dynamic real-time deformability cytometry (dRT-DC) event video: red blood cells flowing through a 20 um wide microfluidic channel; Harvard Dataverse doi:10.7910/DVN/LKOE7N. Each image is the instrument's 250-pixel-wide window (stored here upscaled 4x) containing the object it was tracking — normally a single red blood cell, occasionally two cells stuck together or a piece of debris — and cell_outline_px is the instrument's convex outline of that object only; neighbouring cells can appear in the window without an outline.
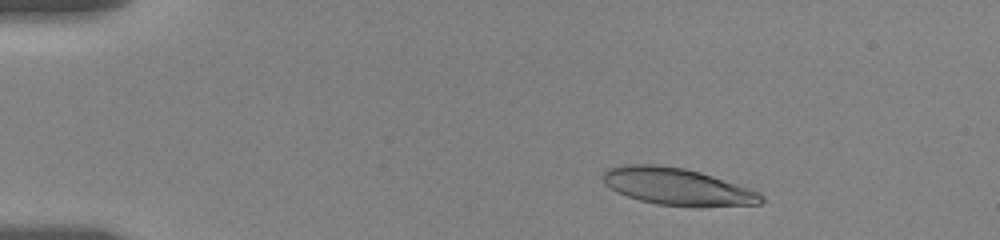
{"species": "human", "species_latin": "Homo sapiens", "temperature_condition": "room temperature", "stored_images_in_passage": 22, "camera_frame_rate_fps": 3000, "um_per_image_px": 0.085, "donor": {"sex": "female"}, "frame": {"image": 1, "passage_image": 4, "time_ms": 1.333, "image_size_px": [1000, 240], "cell_outline_px": [[764, 200], [760, 204], [696, 208], [656, 204], [640, 200], [616, 192], [604, 180], [604, 172], [608, 168], [624, 164], [652, 164], [684, 168], [700, 172], [760, 192], [764, 196]], "centroid_in_image_um": [57.62, 15.89], "position_along_channel_um": 27.4, "area_um2": 34.28}}
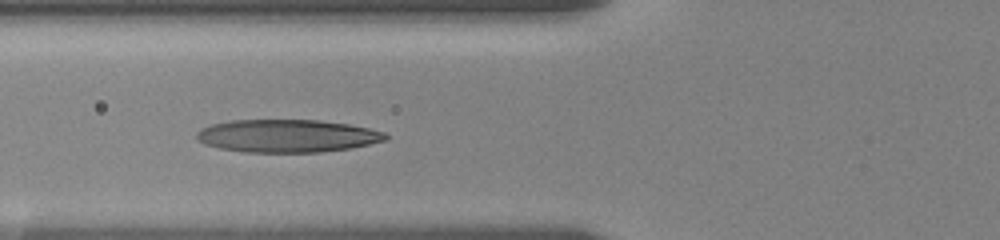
{"frame": {"image": 2, "passage_image": 14, "time_ms": 5.667, "image_size_px": [1000, 240], "cell_outline_px": [[388, 140], [348, 148], [320, 152], [244, 152], [220, 148], [204, 144], [196, 140], [196, 132], [200, 128], [212, 124], [232, 120], [316, 120], [348, 124], [368, 128], [384, 132], [388, 136]], "centroid_in_image_um": [24.37, 11.55], "position_along_channel_um": 101.4, "area_um2": 36.07}}
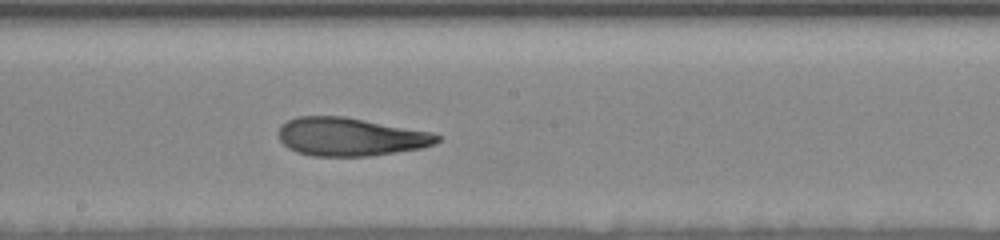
{"frame": {"image": 3, "passage_image": 22, "time_ms": 9.0, "image_size_px": [1000, 240], "cell_outline_px": [[444, 136], [436, 144], [420, 148], [396, 152], [368, 156], [312, 156], [296, 152], [288, 148], [280, 140], [280, 124], [296, 116], [344, 116], [432, 132]], "centroid_in_image_um": [29.8, 11.62], "position_along_channel_um": 218.4, "area_um2": 35.49}}